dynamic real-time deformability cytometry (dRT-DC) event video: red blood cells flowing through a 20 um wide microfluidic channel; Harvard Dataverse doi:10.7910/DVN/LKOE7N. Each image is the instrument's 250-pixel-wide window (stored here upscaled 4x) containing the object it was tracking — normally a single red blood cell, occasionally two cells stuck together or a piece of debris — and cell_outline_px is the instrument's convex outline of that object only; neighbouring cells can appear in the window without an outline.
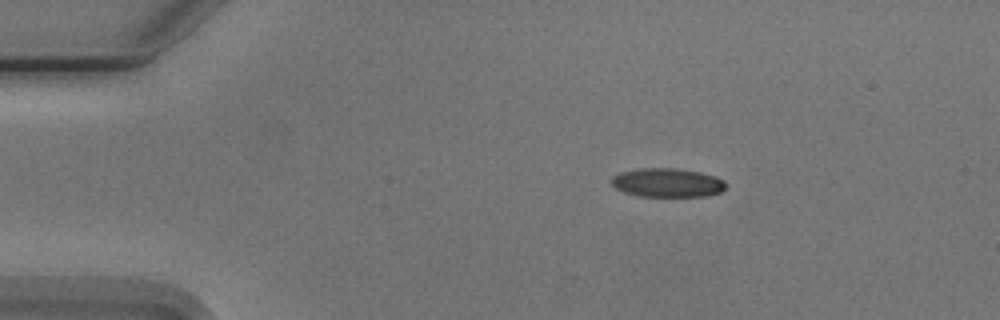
{"species": "Egyptian fruit bat (a non-hibernating species)", "species_latin": "Rousettus aegyptiacus", "temperature_condition": "cold", "stored_images_in_passage": 2, "camera_frame_rate_fps": 3000, "um_per_image_px": 0.085, "animal": {"sex": "male"}, "frame": {"image": 1, "passage_image": 1, "time_ms": 0.0, "image_size_px": [1000, 320], "cell_outline_px": [[724, 188], [720, 192], [704, 196], [640, 196], [624, 192], [616, 188], [612, 184], [612, 176], [620, 172], [640, 168], [680, 168], [700, 172], [716, 176], [724, 180]], "centroid_in_image_um": [56.72, 15.51], "position_along_channel_um": 28.3, "area_um2": 19.19}}